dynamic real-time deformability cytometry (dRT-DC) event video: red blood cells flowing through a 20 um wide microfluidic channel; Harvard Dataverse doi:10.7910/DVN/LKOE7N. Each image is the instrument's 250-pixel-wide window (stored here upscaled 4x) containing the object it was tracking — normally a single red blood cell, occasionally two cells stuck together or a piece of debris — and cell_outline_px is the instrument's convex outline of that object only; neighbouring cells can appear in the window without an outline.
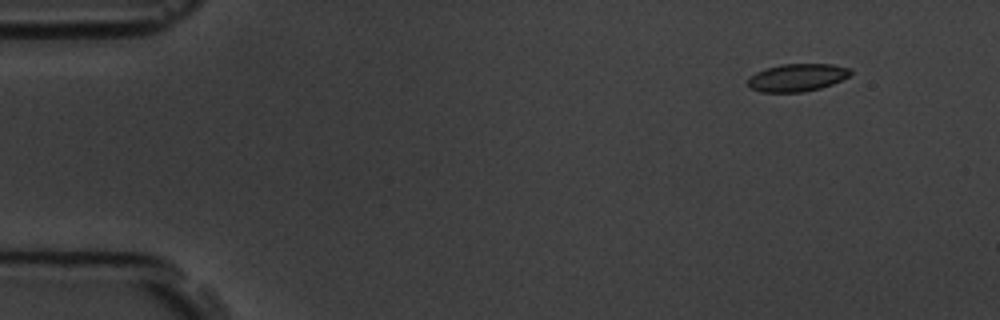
{"species": "common noctule bat (a hibernating species)", "species_latin": "Nyctalus noctula", "temperature_condition": "room temperature", "stored_images_in_passage": 4, "camera_frame_rate_fps": 3000, "um_per_image_px": 0.085, "animal": {"sex": "male", "body_mass_g": 19.5, "forearm_length_mm": 54.6}, "frame": {"image": 1, "passage_image": 1, "time_ms": 0.0, "image_size_px": [1000, 320], "cell_outline_px": [[852, 72], [848, 76], [832, 84], [820, 88], [804, 92], [760, 92], [748, 88], [748, 76], [764, 68], [780, 64], [832, 64], [852, 68]], "centroid_in_image_um": [67.72, 6.59], "position_along_channel_um": 17.3, "area_um2": 16.76}}
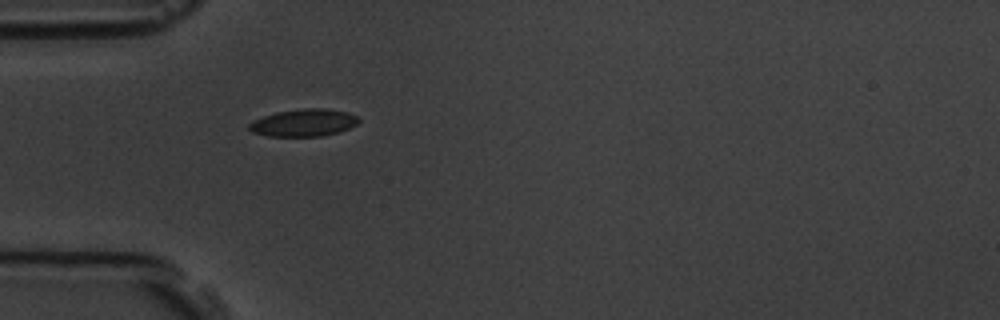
{"frame": {"image": 2, "passage_image": 4, "time_ms": 3.667, "image_size_px": [1000, 320], "cell_outline_px": [[360, 120], [356, 124], [340, 132], [320, 136], [268, 136], [252, 132], [248, 128], [248, 124], [264, 116], [276, 112], [304, 108], [324, 108], [348, 112], [356, 116]], "centroid_in_image_um": [25.82, 10.43], "position_along_channel_um": 59.2, "area_um2": 17.34}}